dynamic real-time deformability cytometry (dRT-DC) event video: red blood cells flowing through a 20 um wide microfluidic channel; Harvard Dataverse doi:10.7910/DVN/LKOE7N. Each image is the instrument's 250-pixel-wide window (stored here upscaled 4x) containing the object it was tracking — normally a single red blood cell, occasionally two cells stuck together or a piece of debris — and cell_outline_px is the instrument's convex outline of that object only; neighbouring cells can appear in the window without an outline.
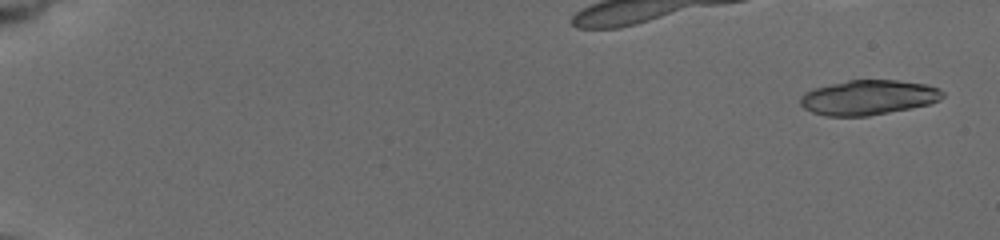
{"species": "common noctule bat (a hibernating species)", "species_latin": "Nyctalus noctula", "temperature_condition": "cold", "stored_images_in_passage": 40, "camera_frame_rate_fps": 3000, "um_per_image_px": 0.085, "animal": {"sex": "female", "body_mass_g": 19.5, "forearm_length_mm": 54.1}, "frame": {"image": 1, "passage_image": 1, "time_ms": 0.0, "image_size_px": [1000, 240], "cell_outline_px": [[944, 96], [940, 100], [928, 104], [912, 108], [868, 116], [828, 116], [812, 112], [804, 108], [800, 104], [800, 96], [812, 88], [848, 80], [900, 80], [928, 84], [940, 88], [944, 92]], "centroid_in_image_um": [73.84, 8.28], "position_along_channel_um": 11.2, "area_um2": 29.13}}